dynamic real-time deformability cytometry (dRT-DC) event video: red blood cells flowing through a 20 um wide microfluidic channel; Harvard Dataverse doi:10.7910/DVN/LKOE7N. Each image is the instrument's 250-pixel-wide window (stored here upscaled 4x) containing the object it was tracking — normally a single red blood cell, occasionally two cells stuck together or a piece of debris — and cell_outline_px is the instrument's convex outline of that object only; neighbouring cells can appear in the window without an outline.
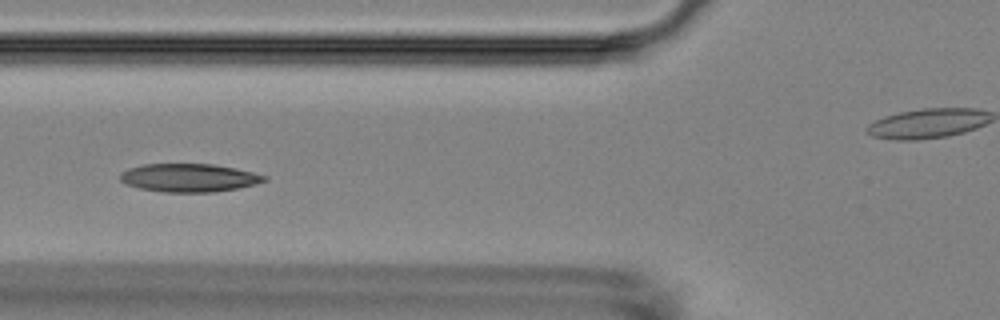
{"species": "Egyptian fruit bat (a non-hibernating species)", "species_latin": "Rousettus aegyptiacus", "temperature_condition": "room temperature", "stored_images_in_passage": 11, "camera_frame_rate_fps": 3000, "um_per_image_px": 0.085, "animal": {"sex": "female"}, "frame": {"image": 1, "passage_image": 5, "time_ms": 5.333, "image_size_px": [1000, 320], "cell_outline_px": [[268, 180], [256, 184], [240, 188], [212, 192], [164, 192], [140, 188], [128, 184], [120, 180], [120, 172], [128, 168], [144, 164], [212, 164], [236, 168], [268, 176]], "centroid_in_image_um": [16.1, 15.11], "position_along_channel_um": 109.7, "area_um2": 23.76}}
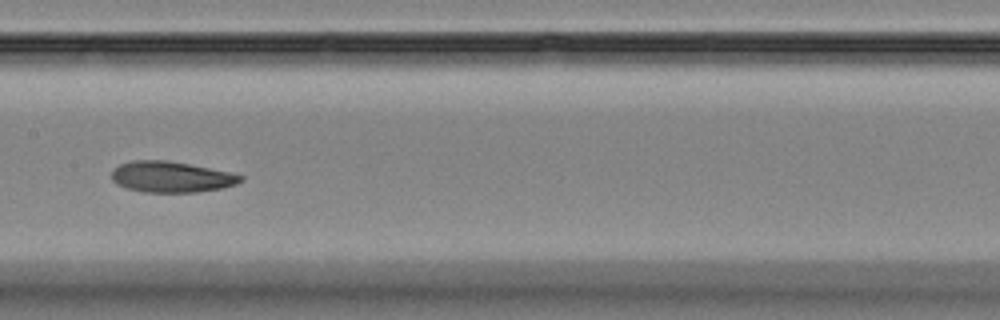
{"frame": {"image": 2, "passage_image": 7, "time_ms": 7.667, "image_size_px": [1000, 320], "cell_outline_px": [[244, 180], [236, 184], [224, 188], [196, 192], [144, 192], [128, 188], [116, 184], [112, 180], [112, 172], [120, 164], [132, 160], [164, 160], [188, 164], [228, 172], [244, 176]], "centroid_in_image_um": [14.56, 15.04], "position_along_channel_um": 192.8, "area_um2": 23.06}}